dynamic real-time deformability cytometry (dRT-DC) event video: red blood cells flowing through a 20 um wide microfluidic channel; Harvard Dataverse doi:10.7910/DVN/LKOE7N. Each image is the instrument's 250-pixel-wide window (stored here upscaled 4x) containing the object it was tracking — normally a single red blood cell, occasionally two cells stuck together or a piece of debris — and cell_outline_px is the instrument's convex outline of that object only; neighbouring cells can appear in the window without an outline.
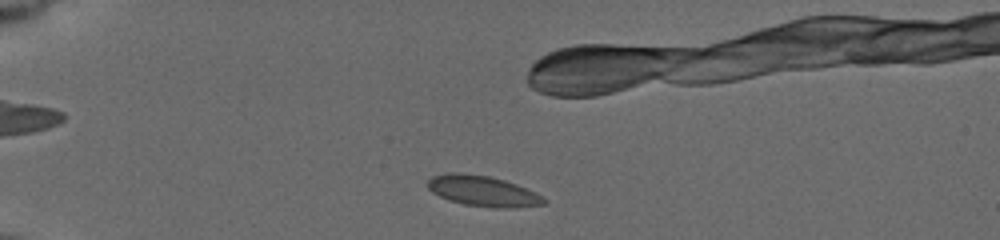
{"species": "common noctule bat (a hibernating species)", "species_latin": "Nyctalus noctula", "temperature_condition": "cold", "stored_images_in_passage": 46, "camera_frame_rate_fps": 3000, "um_per_image_px": 0.085, "animal": {"sex": "female", "body_mass_g": 19.5, "forearm_length_mm": 54.1}, "frame": {"image": 1, "passage_image": 4, "time_ms": 1.0, "image_size_px": [1000, 240], "cell_outline_px": [[548, 200], [544, 204], [512, 208], [496, 208], [464, 204], [448, 200], [432, 192], [428, 188], [428, 180], [432, 176], [452, 172], [460, 172], [488, 176], [504, 180], [516, 184], [536, 192], [544, 196]], "centroid_in_image_um": [41.07, 16.24], "position_along_channel_um": 43.9, "area_um2": 20.75}}
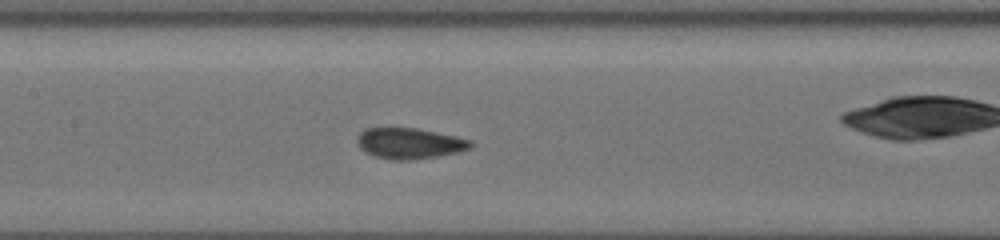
{"frame": {"image": 2, "passage_image": 18, "time_ms": 5.667, "image_size_px": [1000, 240], "cell_outline_px": [[472, 148], [460, 152], [440, 156], [408, 160], [388, 160], [376, 156], [360, 148], [356, 140], [356, 136], [364, 128], [416, 128], [472, 140]], "centroid_in_image_um": [34.81, 12.19], "position_along_channel_um": 172.6, "area_um2": 20.4}}
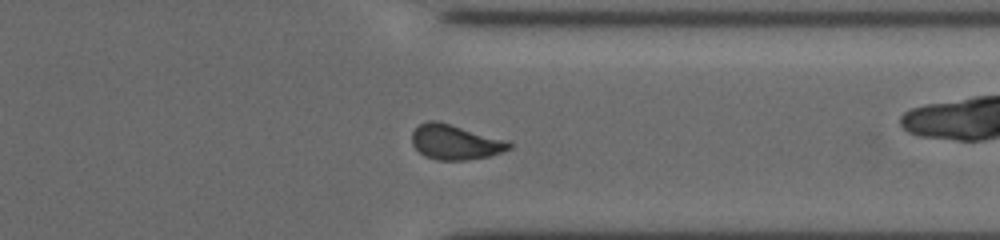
{"frame": {"image": 3, "passage_image": 34, "time_ms": 11.0, "image_size_px": [1000, 240], "cell_outline_px": [[512, 148], [488, 156], [468, 160], [436, 160], [424, 156], [412, 144], [412, 132], [420, 124], [428, 120], [436, 120], [508, 140], [512, 144]], "centroid_in_image_um": [38.69, 12.08], "position_along_channel_um": 372.7, "area_um2": 19.77}, "authors_computed_cell_mechanics": {"area_um2": 19.8832, "velocity_mm_per_s": 3.7466, "shape_relaxation_time_tau1_ms": 3.7698, "shape_relaxation_time_tau2_ms": 0.7761, "deformation_change_tau1": 0.0866, "deformation_change_tau2": 0.0644}}